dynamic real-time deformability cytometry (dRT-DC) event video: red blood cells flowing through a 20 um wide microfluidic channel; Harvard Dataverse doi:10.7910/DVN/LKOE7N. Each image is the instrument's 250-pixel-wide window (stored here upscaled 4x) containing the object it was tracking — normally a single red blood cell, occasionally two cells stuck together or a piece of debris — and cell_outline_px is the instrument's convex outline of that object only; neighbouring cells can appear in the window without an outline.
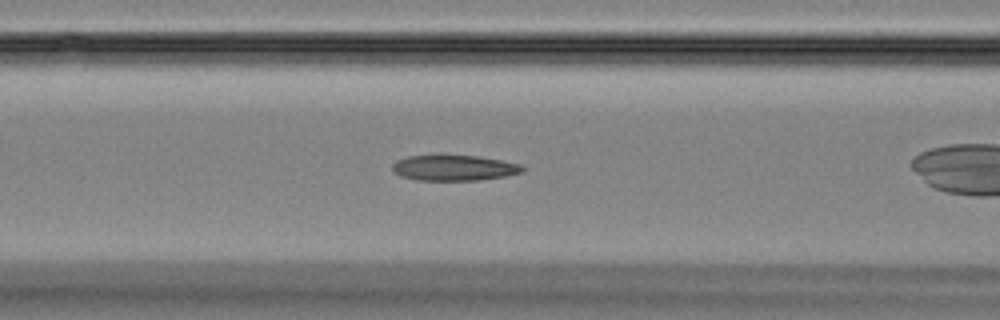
{"species": "Egyptian fruit bat (a non-hibernating species)", "species_latin": "Rousettus aegyptiacus", "temperature_condition": "room temperature", "stored_images_in_passage": 34, "camera_frame_rate_fps": 3000, "um_per_image_px": 0.085, "animal": {"sex": "female"}, "frame": {"image": 1, "passage_image": 7, "time_ms": 2.0, "image_size_px": [1000, 320], "cell_outline_px": [[524, 172], [508, 176], [480, 180], [416, 180], [400, 176], [392, 172], [392, 164], [396, 160], [408, 156], [440, 152], [480, 156], [520, 164], [524, 168]], "centroid_in_image_um": [38.54, 14.22], "position_along_channel_um": 128.1, "area_um2": 20.46}}
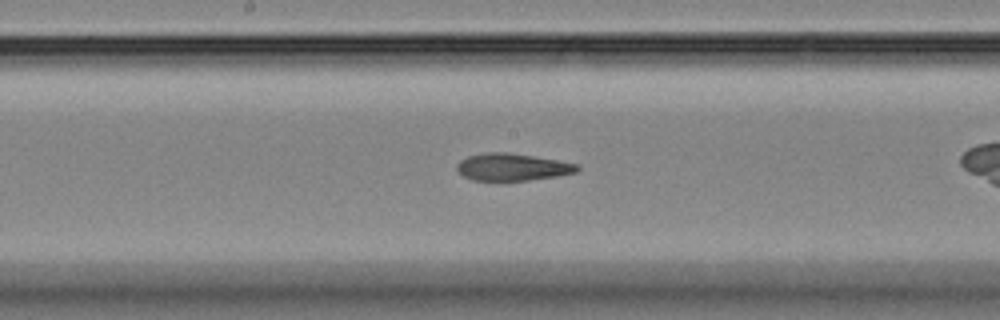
{"frame": {"image": 2, "passage_image": 13, "time_ms": 4.0, "image_size_px": [1000, 320], "cell_outline_px": [[580, 168], [576, 172], [560, 176], [528, 180], [472, 180], [464, 176], [456, 168], [456, 164], [460, 160], [468, 156], [484, 152], [508, 152], [580, 164]], "centroid_in_image_um": [43.56, 14.19], "position_along_channel_um": 204.6, "area_um2": 19.07}}
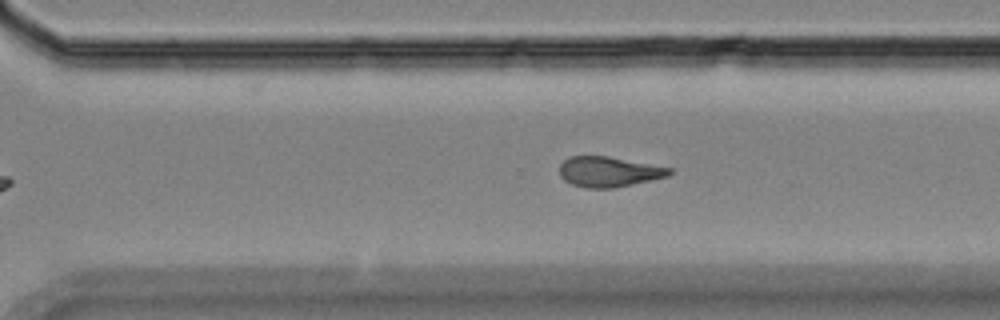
{"frame": {"image": 3, "passage_image": 22, "time_ms": 7.0, "image_size_px": [1000, 320], "cell_outline_px": [[672, 172], [668, 176], [652, 180], [612, 188], [588, 188], [572, 184], [564, 180], [560, 176], [560, 164], [568, 156], [608, 156], [672, 168]], "centroid_in_image_um": [51.73, 14.59], "position_along_channel_um": 318.9, "area_um2": 19.31}, "authors_computed_cell_mechanics": {"area_um2": 19.8543, "velocity_mm_per_s": 3.8254, "shape_relaxation_time_tau1_ms": null, "shape_relaxation_time_tau2_ms": 3.0182, "deformation_change_tau1": null, "deformation_change_tau2": 0.1201}}